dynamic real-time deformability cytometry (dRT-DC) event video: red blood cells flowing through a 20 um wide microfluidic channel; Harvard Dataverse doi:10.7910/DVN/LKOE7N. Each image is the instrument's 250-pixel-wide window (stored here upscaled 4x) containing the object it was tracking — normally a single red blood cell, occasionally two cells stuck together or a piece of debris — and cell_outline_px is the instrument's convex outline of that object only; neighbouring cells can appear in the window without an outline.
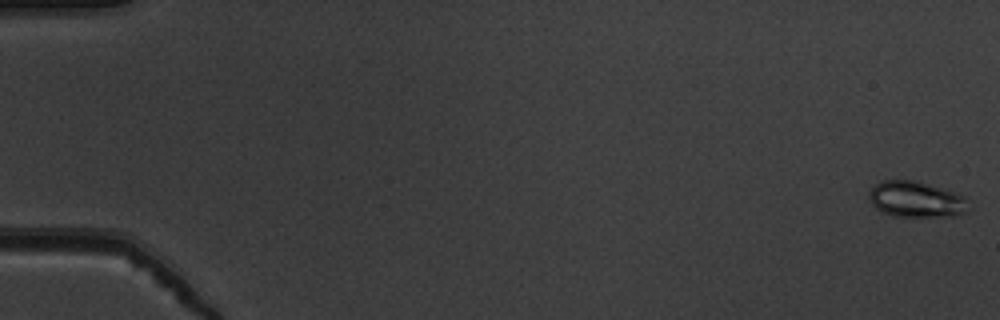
{"species": "common noctule bat (a hibernating species)", "species_latin": "Nyctalus noctula", "temperature_condition": "warm", "stored_images_in_passage": 53, "camera_frame_rate_fps": 3000, "um_per_image_px": 0.085, "animal": {"sex": "male", "body_mass_g": 19.5, "forearm_length_mm": 54.6}, "frame": {"image": 1, "passage_image": 1, "time_ms": 0.0, "image_size_px": [1000, 320], "cell_outline_px": [[972, 208], [968, 212], [956, 216], [892, 216], [876, 208], [872, 204], [868, 196], [868, 192], [880, 180], [916, 180], [956, 192], [964, 196]], "centroid_in_image_um": [77.92, 16.94], "position_along_channel_um": 7.1, "area_um2": 21.15}}
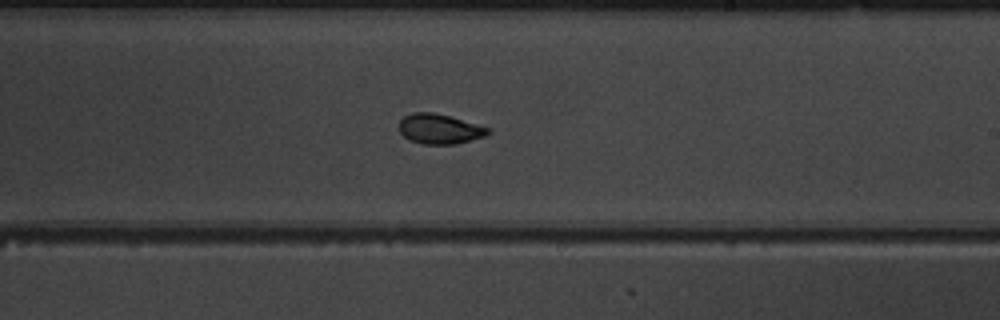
{"frame": {"image": 2, "passage_image": 33, "time_ms": 10.667, "image_size_px": [1000, 320], "cell_outline_px": [[492, 132], [484, 136], [456, 144], [424, 144], [412, 140], [404, 136], [400, 132], [400, 120], [404, 116], [412, 112], [432, 112], [448, 116], [492, 128]], "centroid_in_image_um": [37.39, 10.95], "position_along_channel_um": 251.6, "area_um2": 15.37}}
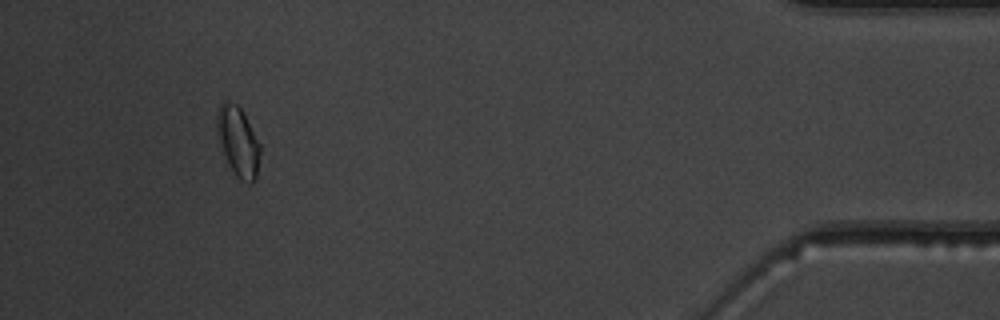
{"frame": {"image": 3, "passage_image": 50, "time_ms": 16.333, "image_size_px": [1000, 320], "cell_outline_px": [[260, 152], [256, 176], [252, 184], [248, 184], [240, 180], [236, 176], [224, 152], [216, 132], [216, 112], [220, 104], [224, 100], [236, 104], [240, 108], [260, 144]], "centroid_in_image_um": [20.23, 12.01], "position_along_channel_um": 415.0, "area_um2": 17.17}, "authors_computed_cell_mechanics": {"area_um2": 16.1262, "velocity_mm_per_s": 3.9093, "shape_relaxation_time_tau1_ms": 3.0575, "shape_relaxation_time_tau2_ms": 1.5751, "deformation_change_tau1": 0.125, "deformation_change_tau2": 0.0509}}